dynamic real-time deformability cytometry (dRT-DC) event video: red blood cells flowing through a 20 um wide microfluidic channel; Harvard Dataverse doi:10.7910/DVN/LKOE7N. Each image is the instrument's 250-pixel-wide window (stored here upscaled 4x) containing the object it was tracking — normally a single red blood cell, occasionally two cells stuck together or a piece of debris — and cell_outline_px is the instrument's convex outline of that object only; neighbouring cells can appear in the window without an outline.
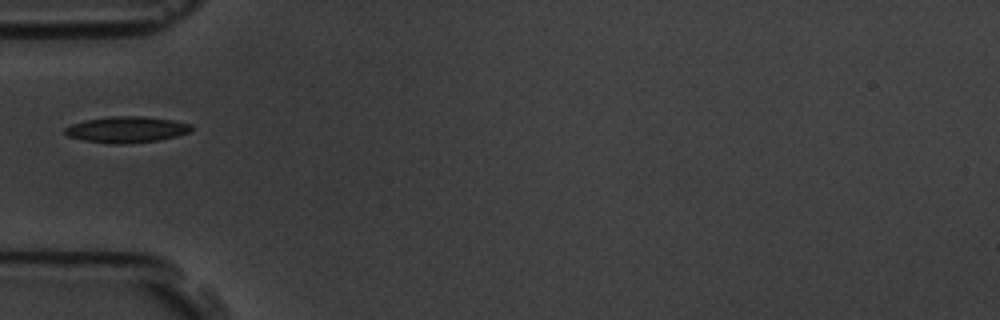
{"species": "common noctule bat (a hibernating species)", "species_latin": "Nyctalus noctula", "temperature_condition": "room temperature", "stored_images_in_passage": 9, "camera_frame_rate_fps": 3000, "um_per_image_px": 0.085, "animal": {"sex": "male", "body_mass_g": 19.5, "forearm_length_mm": 54.6}, "frame": {"image": 1, "passage_image": 4, "time_ms": 3.333, "image_size_px": [1000, 320], "cell_outline_px": [[192, 128], [188, 132], [176, 136], [160, 140], [124, 144], [108, 144], [84, 140], [68, 136], [64, 132], [64, 128], [72, 124], [84, 120], [112, 116], [144, 116], [172, 120], [192, 124]], "centroid_in_image_um": [10.75, 11.01], "position_along_channel_um": 74.3, "area_um2": 19.31}}
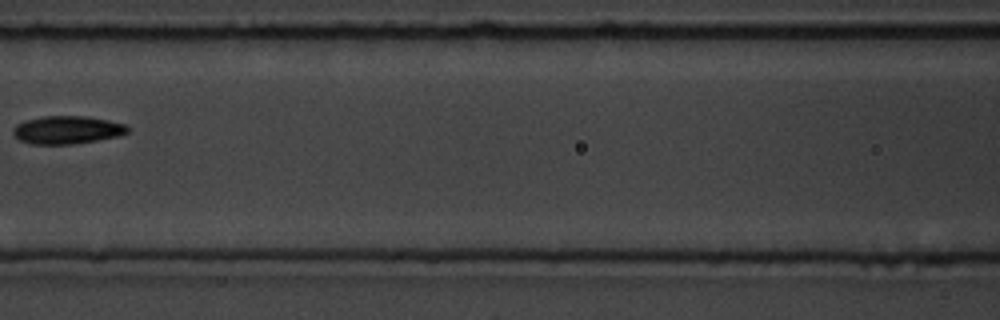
{"frame": {"image": 2, "passage_image": 6, "time_ms": 5.667, "image_size_px": [1000, 320], "cell_outline_px": [[128, 132], [120, 136], [72, 144], [32, 144], [20, 140], [12, 132], [12, 128], [16, 124], [24, 120], [44, 116], [88, 116], [108, 120], [124, 124], [128, 128]], "centroid_in_image_um": [5.69, 11.03], "position_along_channel_um": 160.9, "area_um2": 18.67}}